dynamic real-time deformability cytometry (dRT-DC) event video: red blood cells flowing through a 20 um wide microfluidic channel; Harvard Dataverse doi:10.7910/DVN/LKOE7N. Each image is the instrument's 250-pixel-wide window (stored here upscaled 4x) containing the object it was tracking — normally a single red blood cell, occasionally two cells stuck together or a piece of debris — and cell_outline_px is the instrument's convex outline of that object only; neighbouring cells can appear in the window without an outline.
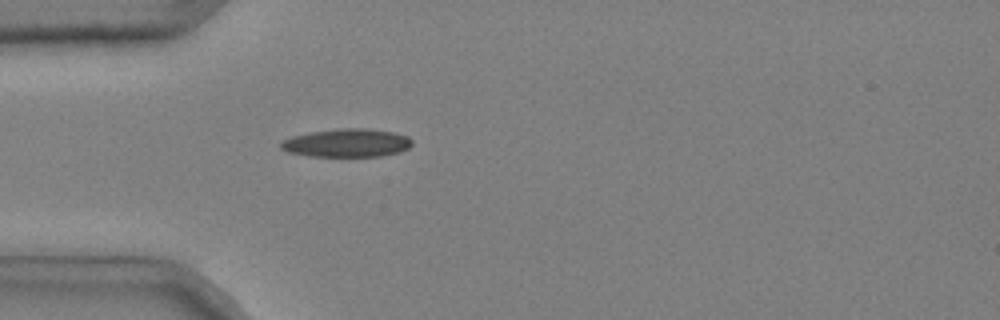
{"species": "common noctule bat (a hibernating species)", "species_latin": "Nyctalus noctula", "temperature_condition": "cold", "stored_images_in_passage": 41, "camera_frame_rate_fps": 3000, "um_per_image_px": 0.085, "animal": {"sex": "male", "body_mass_g": 20.4}, "frame": {"image": 1, "passage_image": 7, "time_ms": 2.0, "image_size_px": [1000, 320], "cell_outline_px": [[412, 144], [408, 148], [400, 152], [380, 156], [308, 156], [288, 152], [280, 148], [280, 144], [284, 140], [292, 136], [308, 132], [340, 128], [364, 128], [396, 132], [408, 136], [412, 140]], "centroid_in_image_um": [29.5, 12.14], "position_along_channel_um": 55.5, "area_um2": 21.73}}
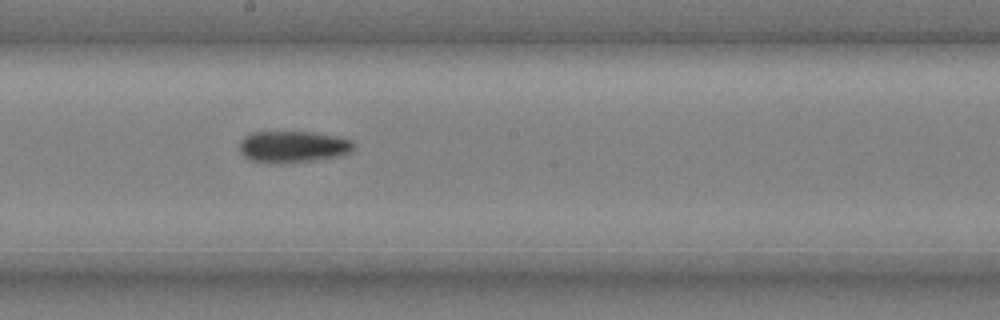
{"frame": {"image": 2, "passage_image": 21, "time_ms": 6.667, "image_size_px": [1000, 320], "cell_outline_px": [[356, 144], [348, 152], [340, 156], [312, 160], [272, 164], [252, 160], [244, 156], [240, 152], [240, 140], [244, 136], [252, 132], [312, 132], [336, 136], [352, 140]], "centroid_in_image_um": [24.88, 12.46], "position_along_channel_um": 223.3, "area_um2": 20.98}}
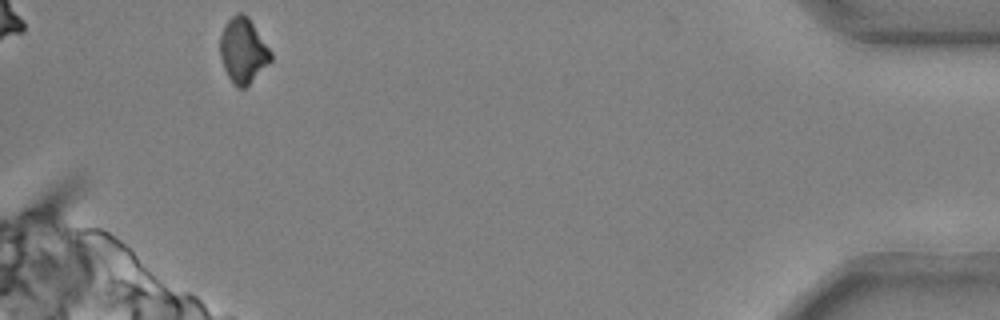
{"frame": {"image": 3, "passage_image": 41, "time_ms": 13.333, "image_size_px": [1000, 320], "cell_outline_px": [[272, 60], [244, 88], [236, 88], [232, 84], [224, 68], [220, 56], [220, 36], [224, 24], [236, 12], [244, 12], [248, 16], [272, 52]], "centroid_in_image_um": [20.65, 4.27], "position_along_channel_um": 414.6, "area_um2": 19.31}}